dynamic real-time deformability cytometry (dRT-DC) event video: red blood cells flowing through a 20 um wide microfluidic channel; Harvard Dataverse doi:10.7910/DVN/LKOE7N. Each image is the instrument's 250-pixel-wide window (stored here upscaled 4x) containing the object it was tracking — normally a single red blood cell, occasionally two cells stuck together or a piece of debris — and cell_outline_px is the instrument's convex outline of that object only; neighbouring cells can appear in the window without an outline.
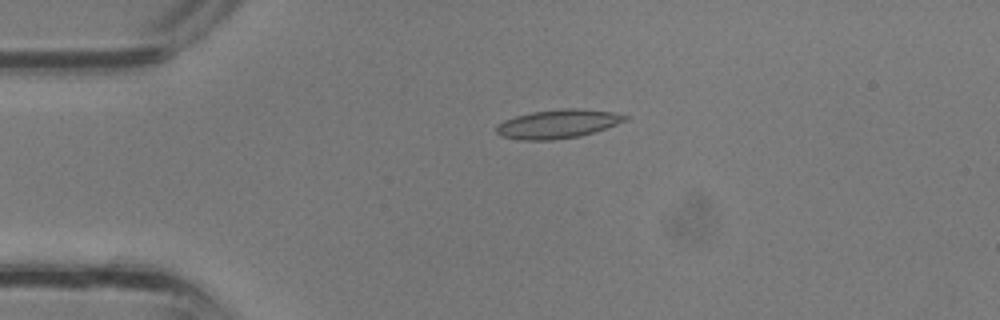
{"species": "common noctule bat (a hibernating species)", "species_latin": "Nyctalus noctula", "temperature_condition": "room temperature", "stored_images_in_passage": 28, "camera_frame_rate_fps": 3000, "um_per_image_px": 0.085, "animal": {"sex": "male", "body_mass_g": 13.3}, "frame": {"image": 1, "passage_image": 1, "time_ms": 0.0, "image_size_px": [1000, 320], "cell_outline_px": [[628, 120], [580, 136], [552, 140], [520, 140], [500, 136], [496, 132], [496, 128], [504, 120], [516, 116], [532, 112], [564, 108], [576, 108], [612, 112], [628, 116]], "centroid_in_image_um": [47.39, 10.53], "position_along_channel_um": 37.6, "area_um2": 21.33}}
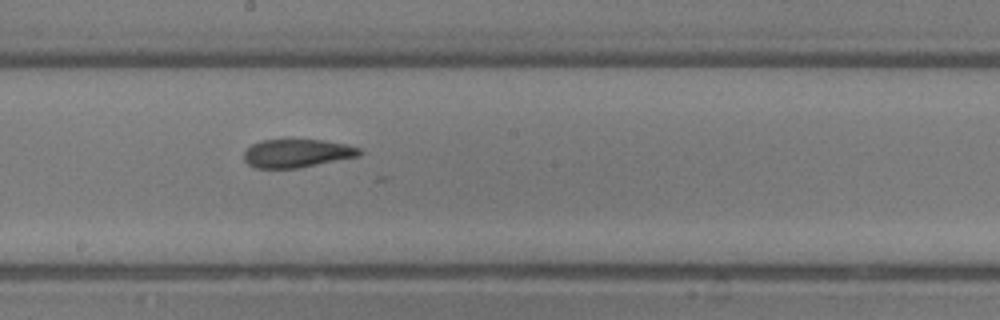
{"frame": {"image": 2, "passage_image": 12, "time_ms": 3.667, "image_size_px": [1000, 320], "cell_outline_px": [[364, 152], [360, 156], [300, 168], [256, 168], [248, 164], [244, 160], [244, 152], [252, 144], [260, 140], [324, 140], [348, 144], [360, 148]], "centroid_in_image_um": [25.29, 13.03], "position_along_channel_um": 222.9, "area_um2": 19.25}}
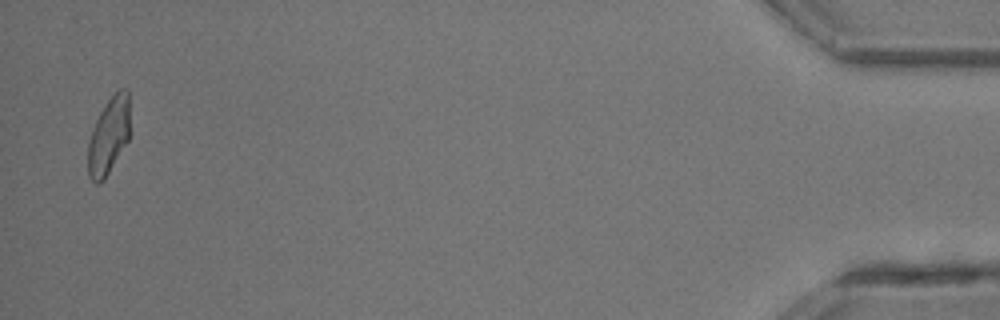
{"frame": {"image": 3, "passage_image": 27, "time_ms": 8.667, "image_size_px": [1000, 320], "cell_outline_px": [[128, 140], [104, 180], [100, 184], [96, 184], [88, 176], [88, 144], [92, 128], [104, 104], [120, 88], [128, 88]], "centroid_in_image_um": [9.21, 11.57], "position_along_channel_um": 426.0, "area_um2": 18.55}}